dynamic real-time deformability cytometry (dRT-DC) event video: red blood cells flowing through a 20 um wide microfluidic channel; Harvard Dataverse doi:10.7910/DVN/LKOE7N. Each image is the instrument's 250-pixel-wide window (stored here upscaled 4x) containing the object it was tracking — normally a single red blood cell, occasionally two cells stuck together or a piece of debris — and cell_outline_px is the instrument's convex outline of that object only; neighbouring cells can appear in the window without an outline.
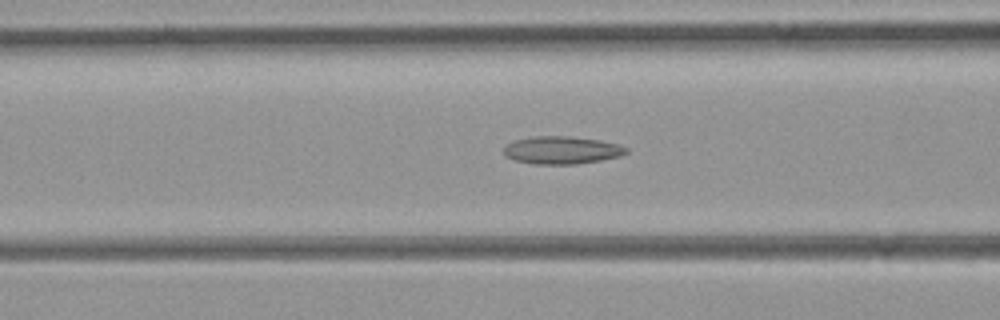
{"species": "common noctule bat (a hibernating species)", "species_latin": "Nyctalus noctula", "temperature_condition": "room temperature", "stored_images_in_passage": 44, "camera_frame_rate_fps": 3000, "um_per_image_px": 0.085, "animal": {"sex": "female", "body_mass_g": 21.9}, "frame": {"image": 1, "passage_image": 13, "time_ms": 4.0, "image_size_px": [1000, 320], "cell_outline_px": [[628, 152], [620, 156], [600, 160], [576, 164], [532, 164], [516, 160], [504, 156], [504, 148], [508, 144], [516, 140], [532, 136], [568, 136], [600, 140], [616, 144], [628, 148]], "centroid_in_image_um": [47.74, 12.76], "position_along_channel_um": 118.9, "area_um2": 19.65}}
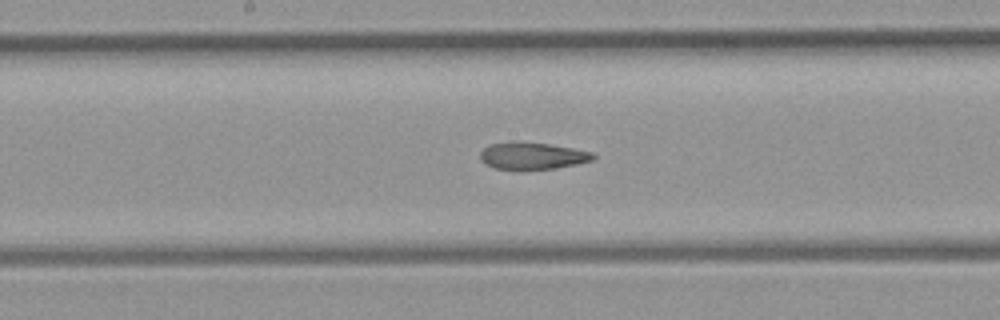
{"frame": {"image": 2, "passage_image": 19, "time_ms": 6.0, "image_size_px": [1000, 320], "cell_outline_px": [[596, 156], [592, 160], [576, 164], [556, 168], [496, 168], [484, 164], [480, 160], [480, 152], [484, 148], [492, 144], [512, 140], [520, 140], [548, 144], [572, 148], [592, 152]], "centroid_in_image_um": [45.22, 13.21], "position_along_channel_um": 203.0, "area_um2": 17.63}}
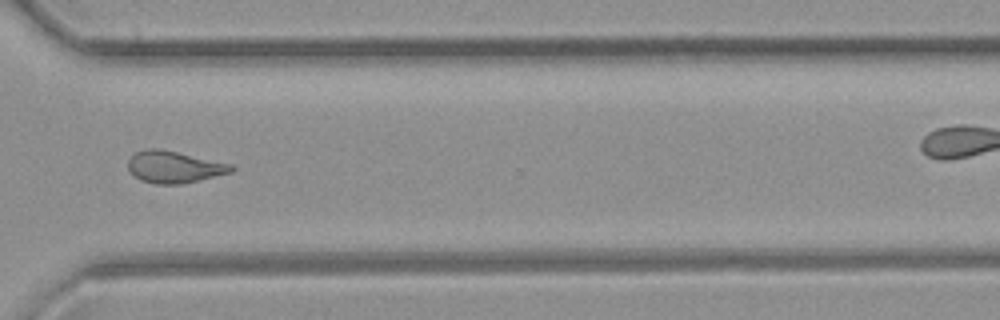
{"frame": {"image": 3, "passage_image": 30, "time_ms": 9.667, "image_size_px": [1000, 320], "cell_outline_px": [[236, 168], [232, 172], [200, 180], [180, 184], [156, 184], [140, 180], [128, 168], [128, 160], [136, 152], [152, 148], [156, 148], [176, 152], [232, 164]], "centroid_in_image_um": [14.83, 14.2], "position_along_channel_um": 355.8, "area_um2": 18.9}}